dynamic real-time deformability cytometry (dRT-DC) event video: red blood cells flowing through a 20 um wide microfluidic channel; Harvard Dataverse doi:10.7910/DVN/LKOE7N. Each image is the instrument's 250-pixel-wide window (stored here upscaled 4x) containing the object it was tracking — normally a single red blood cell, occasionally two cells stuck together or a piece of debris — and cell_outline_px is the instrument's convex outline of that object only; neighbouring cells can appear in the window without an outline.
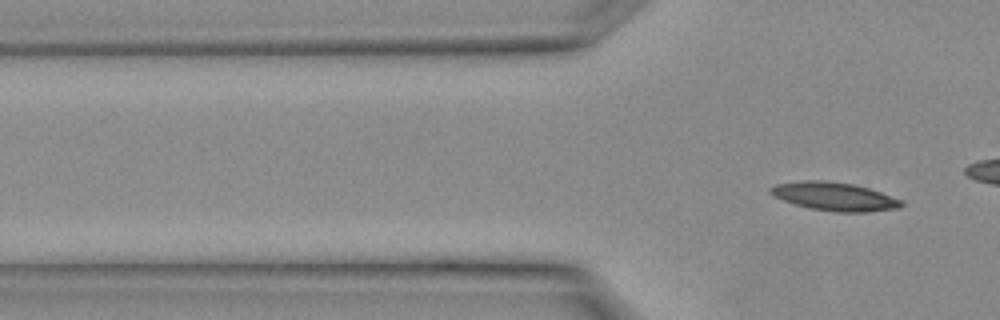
{"species": "Egyptian fruit bat (a non-hibernating species)", "species_latin": "Rousettus aegyptiacus", "temperature_condition": "warm", "stored_images_in_passage": 2, "camera_frame_rate_fps": 3000, "um_per_image_px": 0.085, "animal": {"sex": "female"}, "frame": {"image": 1, "passage_image": 2, "time_ms": 0.333, "image_size_px": [1000, 320], "cell_outline_px": [[904, 204], [900, 208], [864, 212], [836, 212], [808, 208], [784, 200], [768, 192], [768, 188], [776, 184], [804, 180], [824, 180], [856, 184], [904, 200]], "centroid_in_image_um": [70.95, 16.69], "position_along_channel_um": 54.8, "area_um2": 21.73}}